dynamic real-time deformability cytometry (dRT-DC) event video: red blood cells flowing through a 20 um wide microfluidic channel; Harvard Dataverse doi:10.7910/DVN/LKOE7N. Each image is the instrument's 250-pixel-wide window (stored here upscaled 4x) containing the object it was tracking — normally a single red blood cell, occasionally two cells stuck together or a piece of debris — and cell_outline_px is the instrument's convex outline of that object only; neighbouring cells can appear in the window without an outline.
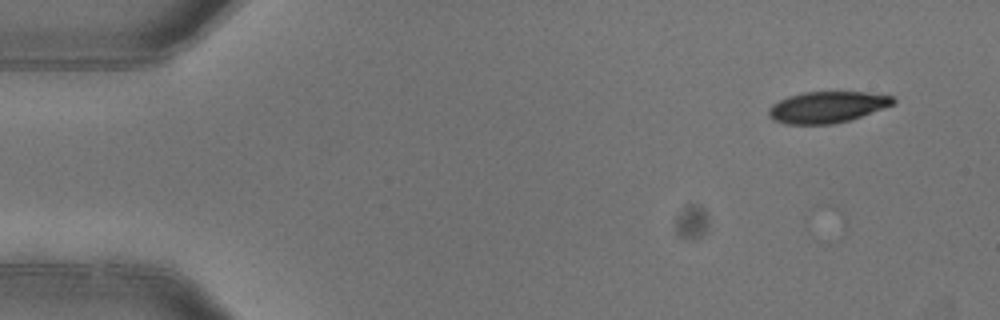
{"species": "common noctule bat (a hibernating species)", "species_latin": "Nyctalus noctula", "temperature_condition": "warm", "stored_images_in_passage": 4, "camera_frame_rate_fps": 3000, "um_per_image_px": 0.085, "animal": {"sex": "female"}, "frame": {"image": 1, "passage_image": 1, "time_ms": 0.0, "image_size_px": [1000, 320], "cell_outline_px": [[896, 100], [892, 104], [860, 116], [848, 120], [832, 124], [784, 124], [772, 120], [768, 116], [768, 108], [772, 104], [788, 96], [804, 92], [864, 92], [892, 96]], "centroid_in_image_um": [70.23, 9.11], "position_along_channel_um": 14.8, "area_um2": 22.48}}
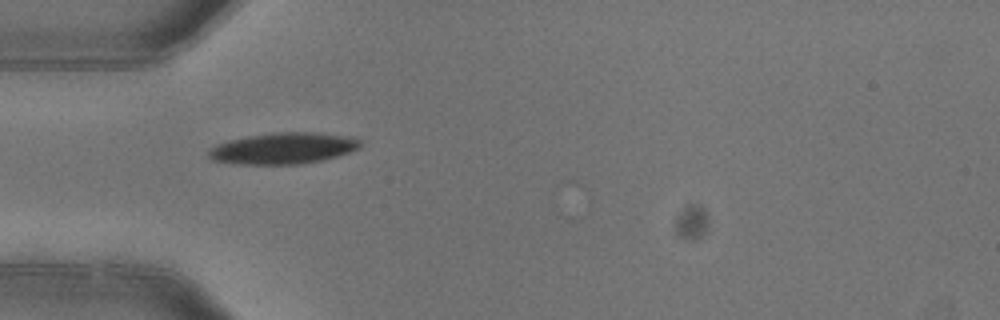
{"frame": {"image": 2, "passage_image": 3, "time_ms": 0.667, "image_size_px": [1000, 320], "cell_outline_px": [[360, 148], [324, 160], [300, 164], [236, 164], [212, 160], [208, 156], [208, 148], [216, 144], [228, 140], [248, 136], [276, 132], [320, 132], [352, 136], [360, 140]], "centroid_in_image_um": [24.07, 12.6], "position_along_channel_um": 60.9, "area_um2": 27.92}}